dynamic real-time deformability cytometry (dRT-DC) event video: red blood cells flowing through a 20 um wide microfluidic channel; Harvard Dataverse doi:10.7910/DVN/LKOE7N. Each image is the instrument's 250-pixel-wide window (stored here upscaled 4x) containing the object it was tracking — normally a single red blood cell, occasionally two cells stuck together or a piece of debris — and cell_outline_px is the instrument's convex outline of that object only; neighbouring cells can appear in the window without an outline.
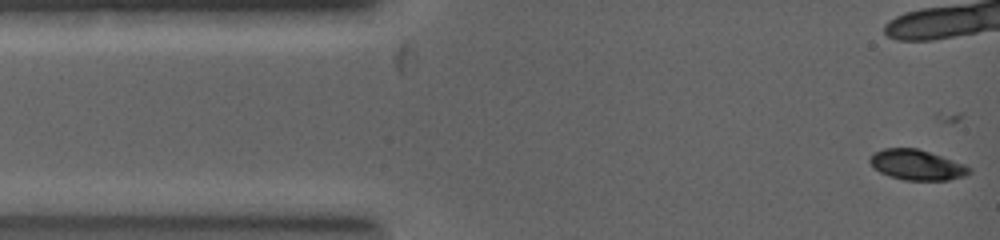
{"species": "common noctule bat (a hibernating species)", "species_latin": "Nyctalus noctula", "temperature_condition": "warm", "stored_images_in_passage": 6, "camera_frame_rate_fps": 5000, "um_per_image_px": 0.085, "animal": {"sex": "female", "body_mass_g": 19.0, "forearm_length_mm": 53.3}, "frame": {"image": 1, "passage_image": 1, "time_ms": 0.0, "image_size_px": [1000, 240], "cell_outline_px": [[972, 172], [964, 176], [948, 180], [904, 180], [888, 176], [872, 168], [868, 160], [876, 152], [884, 148], [916, 148], [964, 164], [972, 168]], "centroid_in_image_um": [77.91, 14.03], "position_along_channel_um": 7.1, "area_um2": 17.46}}